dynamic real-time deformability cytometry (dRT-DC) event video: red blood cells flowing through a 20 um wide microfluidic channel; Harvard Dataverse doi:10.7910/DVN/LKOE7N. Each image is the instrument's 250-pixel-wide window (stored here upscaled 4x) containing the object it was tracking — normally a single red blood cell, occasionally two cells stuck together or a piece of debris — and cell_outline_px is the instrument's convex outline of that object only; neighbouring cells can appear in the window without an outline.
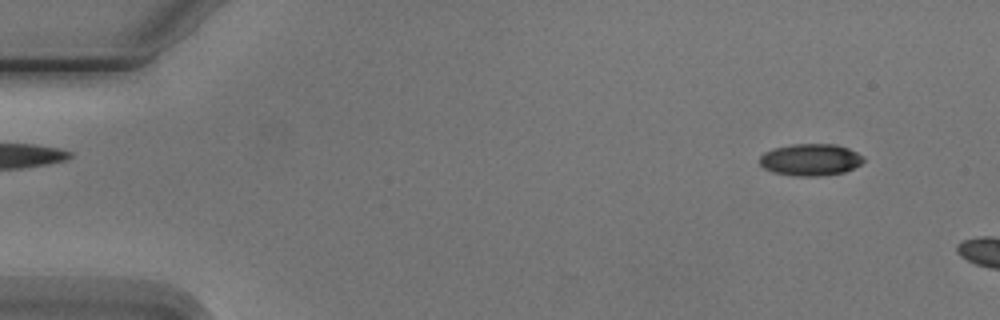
{"species": "Egyptian fruit bat (a non-hibernating species)", "species_latin": "Rousettus aegyptiacus", "temperature_condition": "cold", "stored_images_in_passage": 2, "camera_frame_rate_fps": 3000, "um_per_image_px": 0.085, "animal": {"sex": "male"}, "frame": {"image": 1, "passage_image": 1, "time_ms": 0.0, "image_size_px": [1000, 320], "cell_outline_px": [[864, 160], [860, 164], [844, 172], [820, 176], [796, 176], [772, 172], [764, 168], [760, 164], [760, 156], [764, 152], [772, 148], [792, 144], [836, 144], [848, 148], [864, 156]], "centroid_in_image_um": [68.87, 13.57], "position_along_channel_um": 16.1, "area_um2": 19.36}}